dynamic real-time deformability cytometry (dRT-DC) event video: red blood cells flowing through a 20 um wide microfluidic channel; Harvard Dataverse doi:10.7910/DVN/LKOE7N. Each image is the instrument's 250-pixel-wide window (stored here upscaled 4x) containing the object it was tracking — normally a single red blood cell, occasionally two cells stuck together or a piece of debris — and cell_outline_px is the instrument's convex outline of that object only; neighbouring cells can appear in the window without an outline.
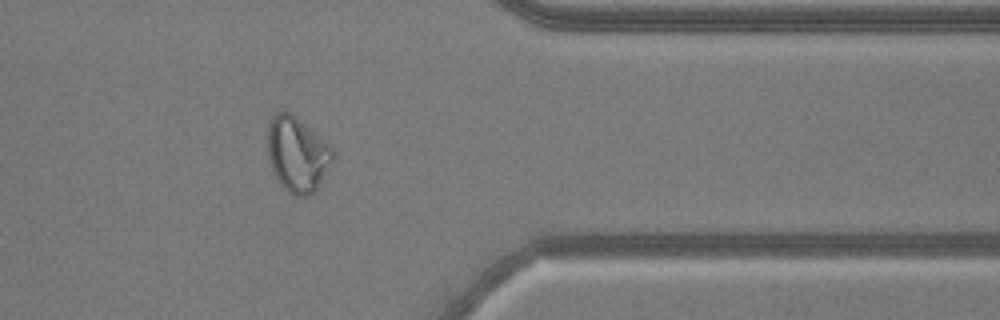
{"species": "common noctule bat (a hibernating species)", "species_latin": "Nyctalus noctula", "temperature_condition": "warm", "stored_images_in_passage": 48, "camera_frame_rate_fps": 3000, "um_per_image_px": 0.085, "animal": {"sex": "male", "body_mass_g": 20.5, "forearm_length_mm": 52.5}, "frame": {"image": 1, "passage_image": 41, "time_ms": 13.333, "image_size_px": [1000, 320], "cell_outline_px": [[332, 160], [316, 192], [312, 196], [292, 196], [280, 184], [272, 172], [268, 156], [268, 124], [272, 116], [276, 112], [292, 112], [328, 144], [332, 148]], "centroid_in_image_um": [25.24, 13.14], "position_along_channel_um": 386.2, "area_um2": 28.55}}